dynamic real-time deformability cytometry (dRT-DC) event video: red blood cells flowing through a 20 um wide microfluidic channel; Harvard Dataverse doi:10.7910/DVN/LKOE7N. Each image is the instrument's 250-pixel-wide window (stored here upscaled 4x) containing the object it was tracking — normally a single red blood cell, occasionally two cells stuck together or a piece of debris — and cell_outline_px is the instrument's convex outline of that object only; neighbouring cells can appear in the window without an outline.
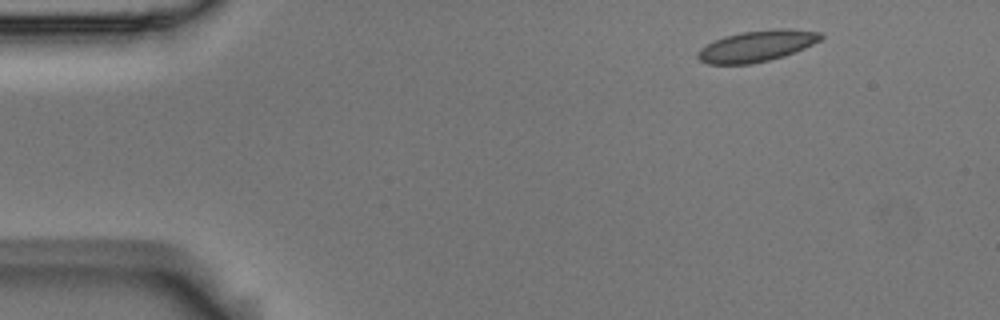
{"species": "Egyptian fruit bat (a non-hibernating species)", "species_latin": "Rousettus aegyptiacus", "temperature_condition": "room temperature", "stored_images_in_passage": 5, "camera_frame_rate_fps": 3000, "um_per_image_px": 0.085, "animal": {"sex": "male"}, "frame": {"image": 1, "passage_image": 1, "time_ms": 0.0, "image_size_px": [1000, 320], "cell_outline_px": [[824, 36], [820, 40], [804, 48], [784, 56], [752, 64], [708, 64], [700, 60], [696, 56], [700, 48], [724, 36], [740, 32], [772, 28], [788, 28], [824, 32]], "centroid_in_image_um": [64.36, 3.89], "position_along_channel_um": 20.6, "area_um2": 22.48}}
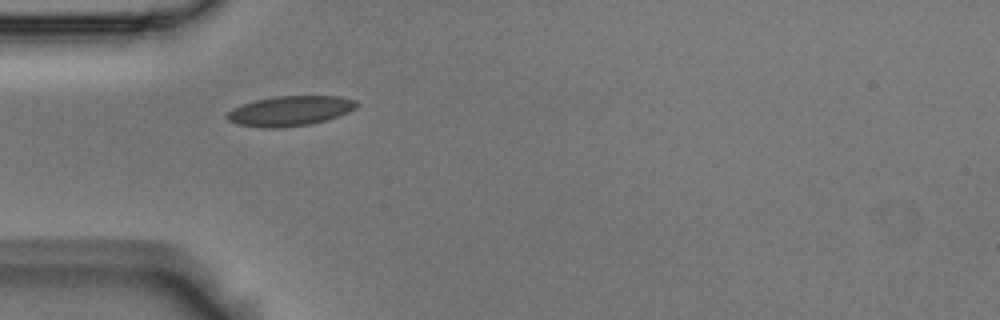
{"frame": {"image": 2, "passage_image": 4, "time_ms": 1.0, "image_size_px": [1000, 320], "cell_outline_px": [[360, 104], [356, 108], [348, 112], [324, 120], [308, 124], [276, 128], [264, 128], [236, 124], [228, 120], [224, 116], [232, 108], [256, 100], [276, 96], [340, 96], [356, 100]], "centroid_in_image_um": [24.64, 9.42], "position_along_channel_um": 60.4, "area_um2": 22.48}}
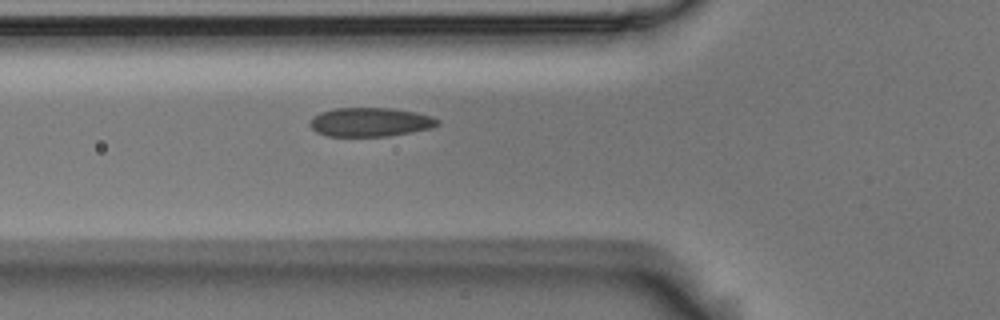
{"frame": {"image": 3, "passage_image": 5, "time_ms": 1.333, "image_size_px": [1000, 320], "cell_outline_px": [[440, 124], [432, 128], [412, 132], [388, 136], [328, 136], [316, 132], [308, 124], [312, 116], [320, 112], [332, 108], [392, 108], [416, 112], [432, 116], [440, 120]], "centroid_in_image_um": [31.47, 10.37], "position_along_channel_um": 94.3, "area_um2": 21.79}}